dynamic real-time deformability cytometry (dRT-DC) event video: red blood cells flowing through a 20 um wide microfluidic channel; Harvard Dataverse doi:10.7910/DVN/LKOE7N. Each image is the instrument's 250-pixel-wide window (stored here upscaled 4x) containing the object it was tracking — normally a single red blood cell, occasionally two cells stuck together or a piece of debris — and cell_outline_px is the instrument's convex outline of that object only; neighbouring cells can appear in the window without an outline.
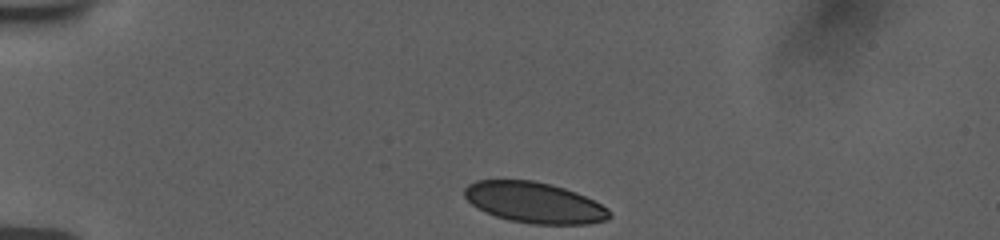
{"species": "human", "species_latin": "Homo sapiens", "temperature_condition": "room temperature", "stored_images_in_passage": 32, "camera_frame_rate_fps": 3000, "um_per_image_px": 0.085, "donor": {"sex": "female"}, "frame": {"image": 1, "passage_image": 1, "time_ms": 0.0, "image_size_px": [1000, 240], "cell_outline_px": [[612, 216], [608, 220], [588, 224], [532, 224], [508, 220], [484, 212], [476, 208], [464, 196], [464, 188], [468, 184], [476, 180], [532, 180], [564, 188], [576, 192], [608, 208], [612, 212]], "centroid_in_image_um": [45.41, 17.23], "position_along_channel_um": 39.6, "area_um2": 34.56}}
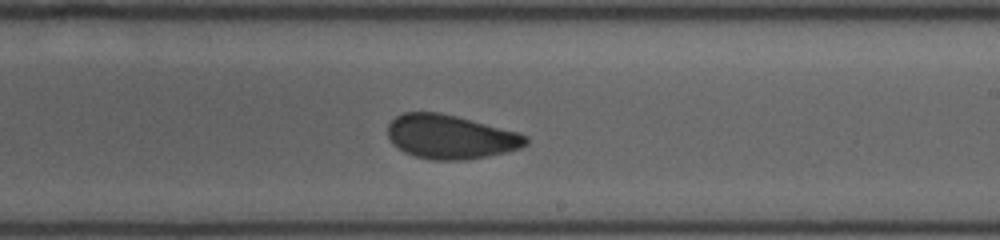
{"frame": {"image": 2, "passage_image": 18, "time_ms": 7.0, "image_size_px": [1000, 240], "cell_outline_px": [[528, 144], [520, 148], [488, 156], [464, 160], [432, 160], [416, 156], [404, 152], [392, 144], [388, 136], [388, 124], [396, 116], [404, 112], [440, 112], [520, 132], [528, 136]], "centroid_in_image_um": [38.3, 11.63], "position_along_channel_um": 250.7, "area_um2": 35.55}}
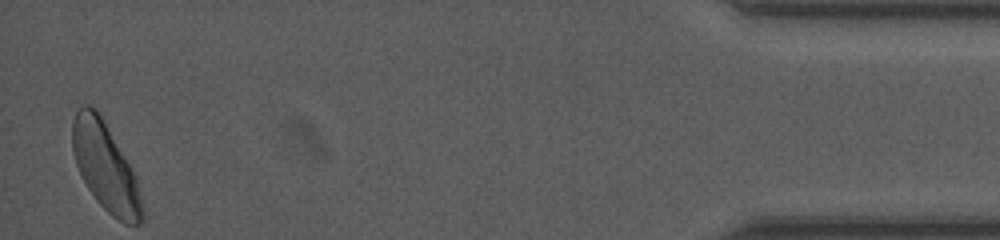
{"frame": {"image": 3, "passage_image": 32, "time_ms": 13.667, "image_size_px": [1000, 240], "cell_outline_px": [[144, 220], [140, 224], [124, 224], [112, 216], [96, 200], [88, 188], [76, 164], [72, 152], [72, 120], [76, 112], [84, 104], [88, 104], [96, 108], [100, 112], [128, 164], [132, 172], [144, 208]], "centroid_in_image_um": [8.93, 14.18], "position_along_channel_um": 426.3, "area_um2": 35.32}, "authors_computed_cell_mechanics": {"area_um2": 35.6915, "velocity_mm_per_s": 3.7386, "shape_relaxation_time_tau1_ms": 5.5007, "shape_relaxation_time_tau2_ms": 0.8649, "deformation_change_tau1": 0.1121, "deformation_change_tau2": 0.036}}